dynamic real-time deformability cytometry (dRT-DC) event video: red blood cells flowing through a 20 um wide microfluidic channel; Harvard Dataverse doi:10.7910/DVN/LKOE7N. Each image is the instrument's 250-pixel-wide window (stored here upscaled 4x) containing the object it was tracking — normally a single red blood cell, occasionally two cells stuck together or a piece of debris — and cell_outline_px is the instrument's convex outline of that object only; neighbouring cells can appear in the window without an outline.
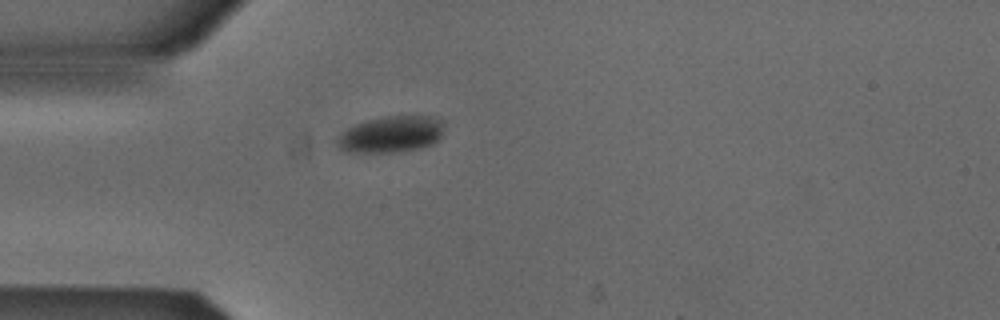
{"species": "Egyptian fruit bat (a non-hibernating species)", "species_latin": "Rousettus aegyptiacus", "temperature_condition": "cold", "stored_images_in_passage": 34, "camera_frame_rate_fps": 3000, "um_per_image_px": 0.085, "animal": {"sex": "male"}, "frame": {"image": 1, "passage_image": 1, "time_ms": 0.0, "image_size_px": [1000, 320], "cell_outline_px": [[444, 128], [440, 136], [432, 144], [420, 148], [400, 152], [348, 152], [340, 148], [336, 144], [336, 140], [340, 132], [352, 124], [384, 116], [436, 116], [444, 120]], "centroid_in_image_um": [33.23, 11.4], "position_along_channel_um": 51.8, "area_um2": 23.06}}
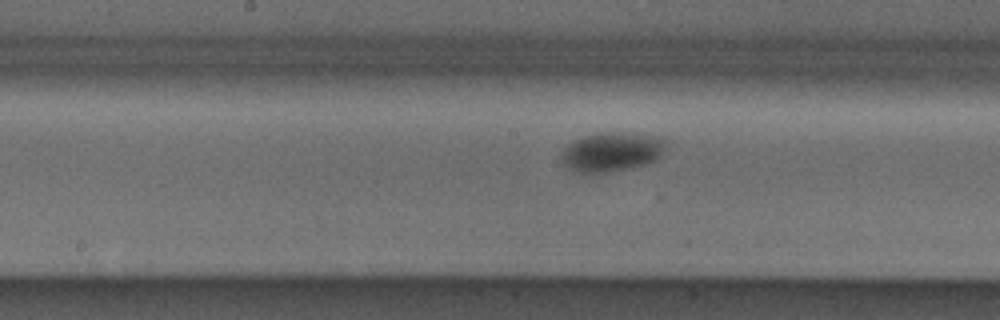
{"frame": {"image": 2, "passage_image": 13, "time_ms": 4.0, "image_size_px": [1000, 320], "cell_outline_px": [[664, 152], [656, 160], [648, 164], [628, 168], [600, 172], [580, 172], [568, 168], [564, 164], [564, 148], [568, 144], [584, 136], [596, 132], [624, 132], [660, 136], [664, 140]], "centroid_in_image_um": [52.05, 12.88], "position_along_channel_um": 196.1, "area_um2": 23.58}}
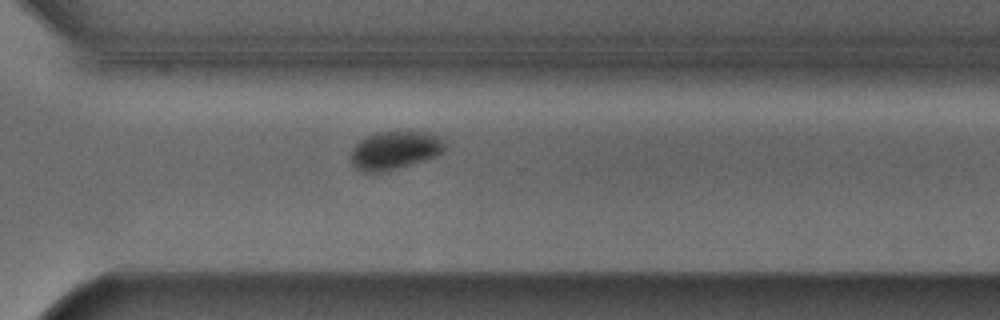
{"frame": {"image": 3, "passage_image": 24, "time_ms": 7.667, "image_size_px": [1000, 320], "cell_outline_px": [[444, 148], [440, 152], [432, 156], [384, 172], [364, 172], [356, 168], [352, 164], [352, 148], [360, 140], [376, 132], [432, 132], [440, 136], [444, 144]], "centroid_in_image_um": [33.51, 12.75], "position_along_channel_um": 337.1, "area_um2": 20.35}}